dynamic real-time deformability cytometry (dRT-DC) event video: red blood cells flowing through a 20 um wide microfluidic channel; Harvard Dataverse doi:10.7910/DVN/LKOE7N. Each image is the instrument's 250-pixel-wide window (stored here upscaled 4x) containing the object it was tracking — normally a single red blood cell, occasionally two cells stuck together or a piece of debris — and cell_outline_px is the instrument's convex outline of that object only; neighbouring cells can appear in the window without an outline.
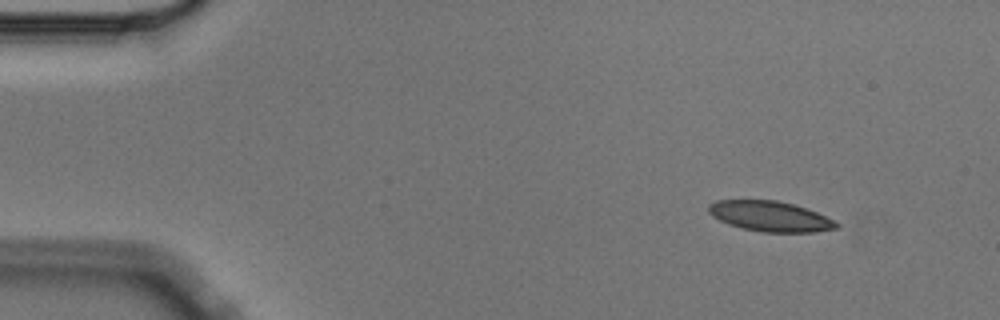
{"species": "Egyptian fruit bat (a non-hibernating species)", "species_latin": "Rousettus aegyptiacus", "temperature_condition": "cold", "stored_images_in_passage": 8, "camera_frame_rate_fps": 3000, "um_per_image_px": 0.085, "animal": {"sex": "male"}, "frame": {"image": 1, "passage_image": 1, "time_ms": 0.0, "image_size_px": [1000, 320], "cell_outline_px": [[840, 228], [816, 232], [764, 232], [744, 228], [728, 224], [712, 216], [708, 212], [708, 204], [716, 200], [776, 200], [792, 204], [816, 212], [836, 220], [840, 224]], "centroid_in_image_um": [65.49, 18.39], "position_along_channel_um": 19.5, "area_um2": 22.6}}
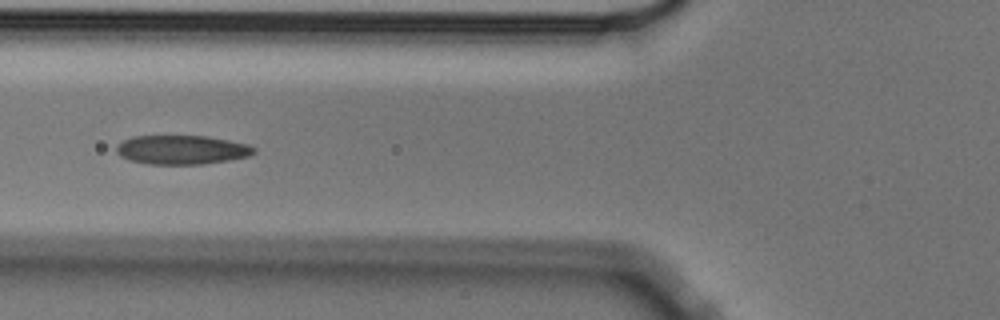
{"frame": {"image": 2, "passage_image": 5, "time_ms": 1.333, "image_size_px": [1000, 320], "cell_outline_px": [[256, 152], [248, 156], [228, 160], [204, 164], [148, 164], [128, 160], [120, 156], [116, 152], [116, 144], [132, 136], [208, 136], [248, 144], [256, 148]], "centroid_in_image_um": [15.43, 12.73], "position_along_channel_um": 110.4, "area_um2": 23.41}}
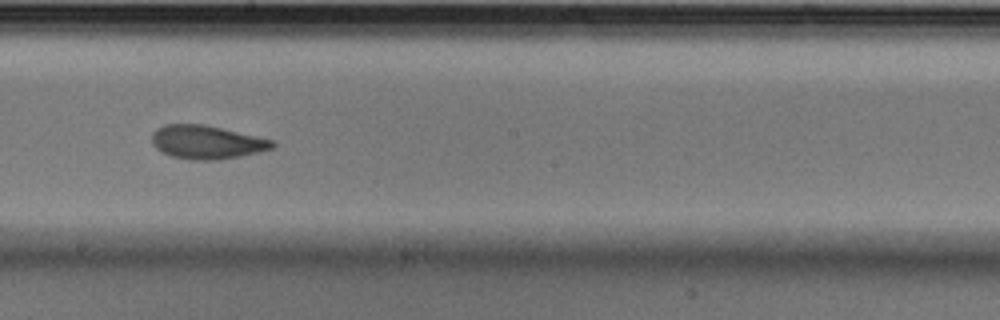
{"frame": {"image": 3, "passage_image": 8, "time_ms": 2.333, "image_size_px": [1000, 320], "cell_outline_px": [[276, 144], [272, 148], [260, 152], [220, 160], [188, 160], [172, 156], [160, 152], [152, 144], [152, 132], [156, 128], [164, 124], [204, 124], [276, 140]], "centroid_in_image_um": [17.57, 12.08], "position_along_channel_um": 230.6, "area_um2": 23.93}}